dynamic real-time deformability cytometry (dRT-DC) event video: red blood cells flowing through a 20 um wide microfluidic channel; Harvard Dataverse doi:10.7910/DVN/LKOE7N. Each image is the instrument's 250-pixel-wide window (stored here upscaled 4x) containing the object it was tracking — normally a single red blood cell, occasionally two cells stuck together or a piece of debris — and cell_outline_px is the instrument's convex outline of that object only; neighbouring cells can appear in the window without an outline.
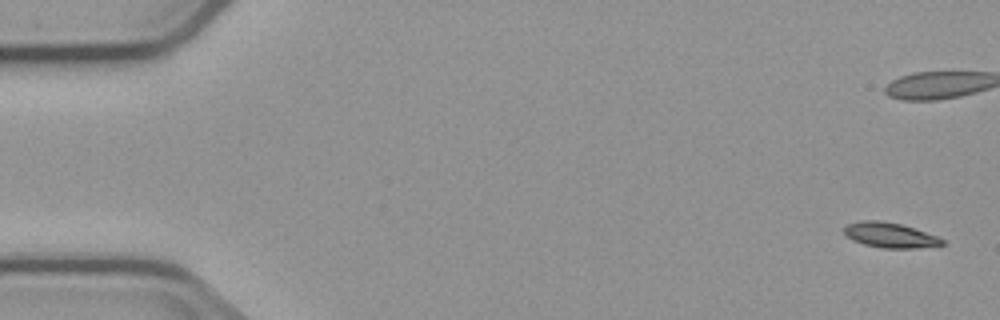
{"species": "common noctule bat (a hibernating species)", "species_latin": "Nyctalus noctula", "temperature_condition": "cold", "stored_images_in_passage": 6, "camera_frame_rate_fps": 3000, "um_per_image_px": 0.085, "animal": {"sex": "male", "body_mass_g": 23.1, "forearm_length_mm": 52.7}, "frame": {"image": 1, "passage_image": 1, "time_ms": 0.0, "image_size_px": [1000, 320], "cell_outline_px": [[944, 244], [916, 248], [880, 248], [864, 244], [852, 240], [844, 232], [844, 228], [848, 224], [860, 220], [880, 220], [900, 224], [936, 236], [944, 240]], "centroid_in_image_um": [75.61, 19.98], "position_along_channel_um": 9.4, "area_um2": 14.1}}